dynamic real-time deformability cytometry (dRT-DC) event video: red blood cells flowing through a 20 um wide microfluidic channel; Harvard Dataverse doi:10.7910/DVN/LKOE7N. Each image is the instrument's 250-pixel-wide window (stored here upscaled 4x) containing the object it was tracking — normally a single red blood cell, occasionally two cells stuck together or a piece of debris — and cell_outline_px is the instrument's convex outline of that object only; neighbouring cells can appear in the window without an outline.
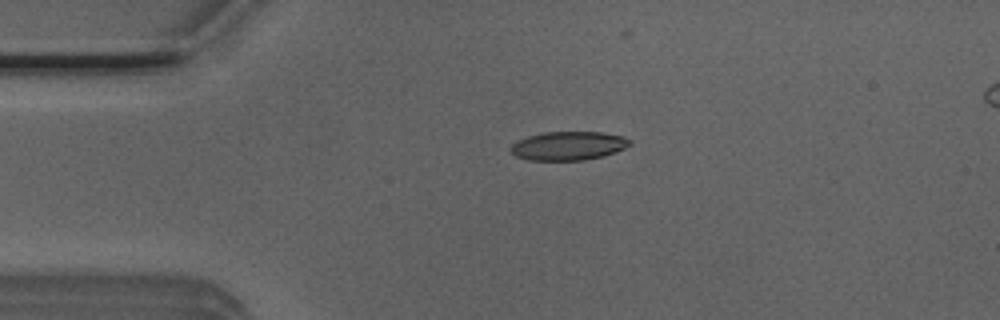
{"species": "Egyptian fruit bat (a non-hibernating species)", "species_latin": "Rousettus aegyptiacus", "temperature_condition": "room temperature", "stored_images_in_passage": 17, "camera_frame_rate_fps": 3000, "um_per_image_px": 0.085, "animal": {"sex": "male"}, "frame": {"image": 1, "passage_image": 1, "time_ms": 0.0, "image_size_px": [1000, 320], "cell_outline_px": [[632, 144], [616, 152], [604, 156], [584, 160], [528, 160], [516, 156], [508, 148], [512, 144], [528, 136], [544, 132], [600, 132], [624, 136], [632, 140]], "centroid_in_image_um": [48.34, 12.39], "position_along_channel_um": 36.7, "area_um2": 20.0}}
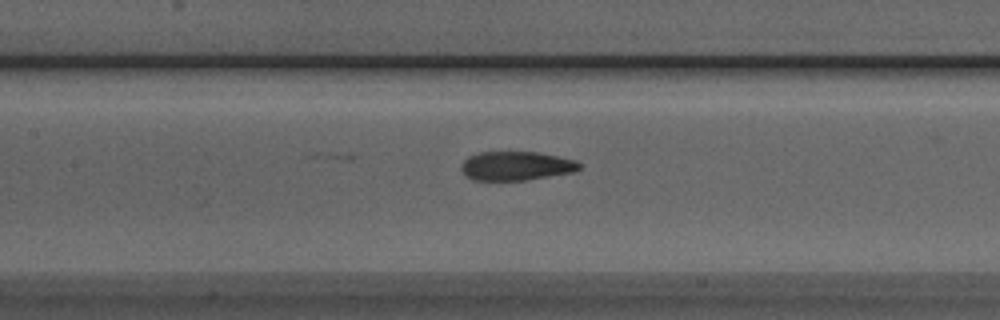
{"frame": {"image": 2, "passage_image": 13, "time_ms": 4.0, "image_size_px": [1000, 320], "cell_outline_px": [[580, 168], [572, 172], [524, 180], [472, 180], [464, 176], [460, 168], [460, 164], [468, 156], [476, 152], [536, 152], [576, 160], [580, 164]], "centroid_in_image_um": [43.79, 14.1], "position_along_channel_um": 163.6, "area_um2": 19.94}}
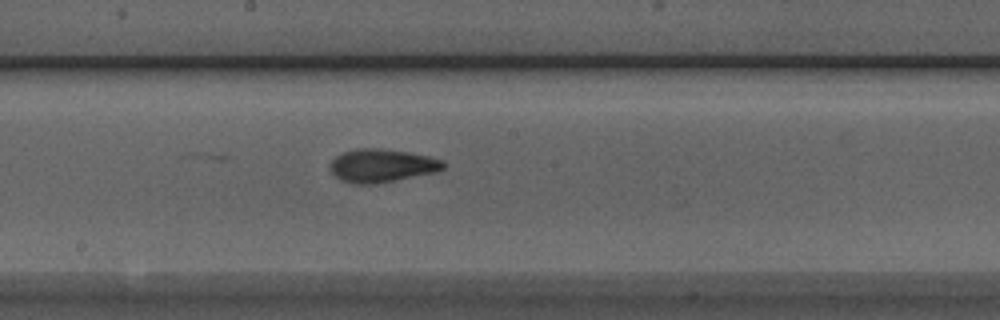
{"frame": {"image": 3, "passage_image": 17, "time_ms": 5.333, "image_size_px": [1000, 320], "cell_outline_px": [[444, 168], [436, 172], [372, 184], [356, 184], [340, 180], [332, 172], [332, 160], [336, 156], [344, 152], [356, 148], [380, 148], [408, 152], [428, 156], [444, 160]], "centroid_in_image_um": [32.47, 14.06], "position_along_channel_um": 215.7, "area_um2": 21.62}}